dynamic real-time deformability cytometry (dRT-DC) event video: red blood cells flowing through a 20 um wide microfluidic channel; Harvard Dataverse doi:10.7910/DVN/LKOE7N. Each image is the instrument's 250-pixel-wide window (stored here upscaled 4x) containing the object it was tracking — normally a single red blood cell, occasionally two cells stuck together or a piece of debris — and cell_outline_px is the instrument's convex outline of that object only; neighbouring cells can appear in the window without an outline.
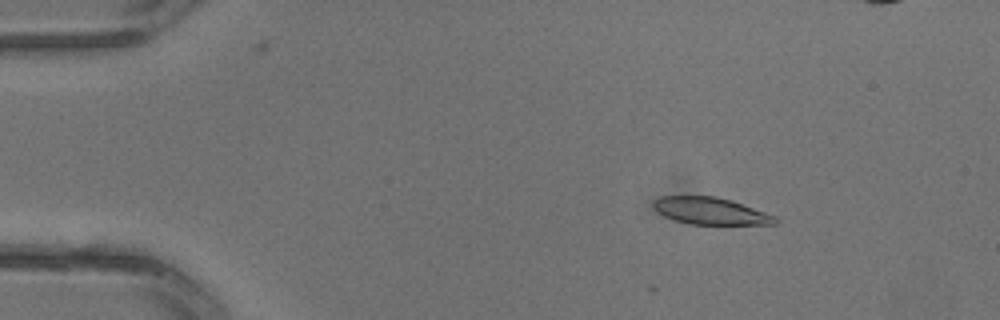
{"species": "common noctule bat (a hibernating species)", "species_latin": "Nyctalus noctula", "temperature_condition": "warm", "stored_images_in_passage": 4, "camera_frame_rate_fps": 3000, "um_per_image_px": 0.085, "animal": {"sex": "male", "body_mass_g": 13.3}, "frame": {"image": 1, "passage_image": 2, "time_ms": 0.333, "image_size_px": [1000, 320], "cell_outline_px": [[780, 220], [776, 224], [688, 224], [664, 216], [652, 204], [660, 196], [716, 196], [732, 200], [776, 216]], "centroid_in_image_um": [60.44, 17.93], "position_along_channel_um": 24.6, "area_um2": 19.02}}